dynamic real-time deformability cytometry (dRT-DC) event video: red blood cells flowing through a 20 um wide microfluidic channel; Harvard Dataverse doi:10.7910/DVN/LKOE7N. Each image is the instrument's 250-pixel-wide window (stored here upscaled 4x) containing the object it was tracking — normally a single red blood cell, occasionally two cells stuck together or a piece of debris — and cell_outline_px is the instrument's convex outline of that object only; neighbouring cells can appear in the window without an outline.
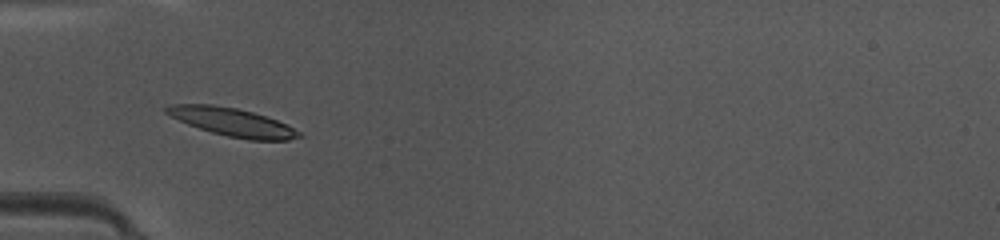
{"species": "common noctule bat (a hibernating species)", "species_latin": "Nyctalus noctula", "temperature_condition": "warm", "stored_images_in_passage": 14, "camera_frame_rate_fps": 3000, "um_per_image_px": 0.085, "animal": {"sex": "female", "body_mass_g": 10.0, "forearm_length_mm": 53.1}, "frame": {"image": 1, "passage_image": 3, "time_ms": 0.667, "image_size_px": [1000, 240], "cell_outline_px": [[304, 136], [288, 140], [248, 140], [228, 136], [212, 132], [188, 124], [164, 112], [164, 108], [172, 104], [212, 104], [236, 108], [252, 112], [288, 124], [300, 132]], "centroid_in_image_um": [19.78, 10.38], "position_along_channel_um": 65.2, "area_um2": 21.56}}
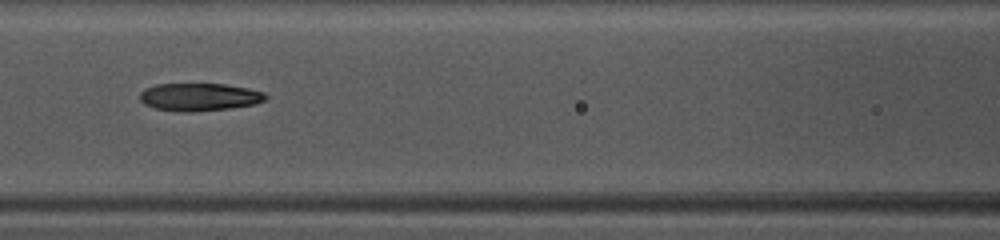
{"frame": {"image": 2, "passage_image": 9, "time_ms": 2.667, "image_size_px": [1000, 240], "cell_outline_px": [[268, 96], [264, 100], [256, 104], [228, 108], [192, 112], [180, 112], [156, 108], [144, 104], [140, 100], [140, 92], [144, 88], [156, 84], [224, 84], [248, 88], [264, 92]], "centroid_in_image_um": [16.93, 8.24], "position_along_channel_um": 149.7, "area_um2": 20.35}}
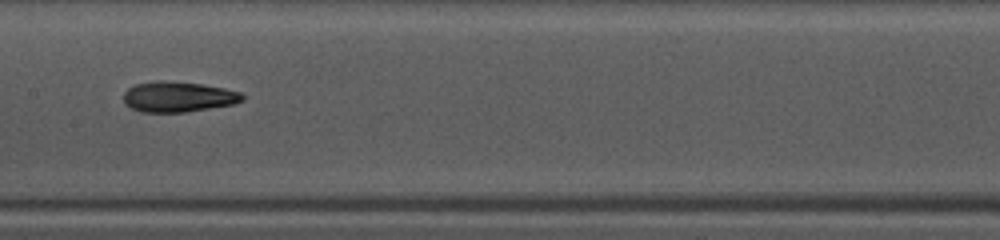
{"frame": {"image": 3, "passage_image": 12, "time_ms": 3.667, "image_size_px": [1000, 240], "cell_outline_px": [[244, 100], [236, 104], [184, 112], [140, 112], [124, 104], [124, 92], [128, 88], [136, 84], [156, 80], [160, 80], [200, 84], [224, 88], [240, 92], [244, 96]], "centroid_in_image_um": [15.14, 8.23], "position_along_channel_um": 192.3, "area_um2": 21.1}}